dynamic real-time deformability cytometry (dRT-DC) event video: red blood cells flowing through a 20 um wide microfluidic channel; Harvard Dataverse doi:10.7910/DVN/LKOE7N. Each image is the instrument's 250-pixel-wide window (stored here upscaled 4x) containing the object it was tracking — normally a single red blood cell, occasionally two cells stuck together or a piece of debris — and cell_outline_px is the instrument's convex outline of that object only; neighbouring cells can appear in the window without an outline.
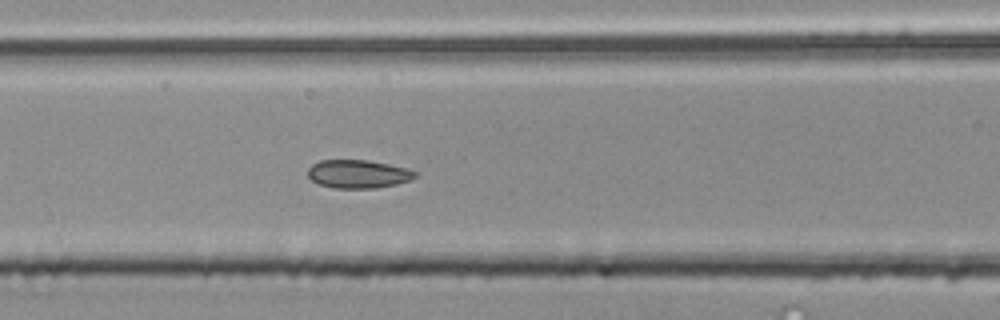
{"species": "common noctule bat (a hibernating species)", "species_latin": "Nyctalus noctula", "temperature_condition": "room temperature", "stored_images_in_passage": 38, "camera_frame_rate_fps": 3000, "um_per_image_px": 0.085, "animal": {"sex": "male", "body_mass_g": 20.4}, "frame": {"image": 1, "passage_image": 6, "time_ms": 1.667, "image_size_px": [1000, 320], "cell_outline_px": [[416, 176], [412, 180], [396, 184], [372, 188], [336, 188], [320, 184], [312, 180], [308, 176], [308, 168], [312, 164], [320, 160], [368, 160], [388, 164], [404, 168], [416, 172]], "centroid_in_image_um": [30.42, 14.78], "position_along_channel_um": 136.2, "area_um2": 17.51}}
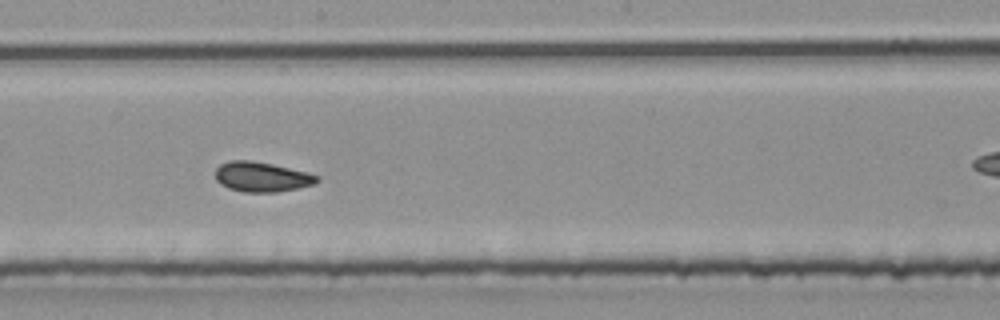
{"frame": {"image": 2, "passage_image": 13, "time_ms": 4.0, "image_size_px": [1000, 320], "cell_outline_px": [[320, 180], [316, 184], [276, 192], [244, 192], [228, 188], [220, 184], [216, 180], [216, 168], [220, 164], [232, 160], [252, 160], [272, 164], [308, 172], [320, 176]], "centroid_in_image_um": [22.27, 15.03], "position_along_channel_um": 225.9, "area_um2": 17.8}}
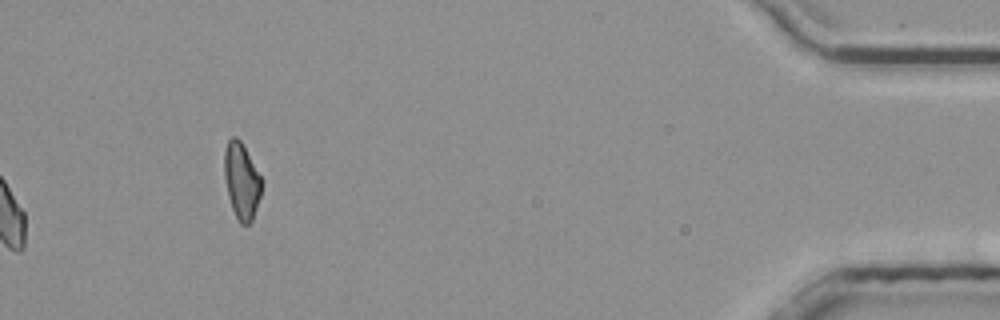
{"frame": {"image": 3, "passage_image": 38, "time_ms": 12.333, "image_size_px": [1000, 320], "cell_outline_px": [[260, 196], [252, 220], [248, 224], [240, 224], [232, 208], [228, 196], [224, 176], [224, 152], [228, 140], [232, 136], [236, 136], [240, 140], [260, 176]], "centroid_in_image_um": [20.5, 15.37], "position_along_channel_um": 414.7, "area_um2": 16.13}, "authors_computed_cell_mechanics": {"area_um2": 17.2822, "velocity_mm_per_s": 3.8573, "shape_relaxation_time_tau1_ms": 6.7078, "shape_relaxation_time_tau2_ms": 1.5871, "deformation_change_tau1": 0.0937, "deformation_change_tau2": 0.0586}}